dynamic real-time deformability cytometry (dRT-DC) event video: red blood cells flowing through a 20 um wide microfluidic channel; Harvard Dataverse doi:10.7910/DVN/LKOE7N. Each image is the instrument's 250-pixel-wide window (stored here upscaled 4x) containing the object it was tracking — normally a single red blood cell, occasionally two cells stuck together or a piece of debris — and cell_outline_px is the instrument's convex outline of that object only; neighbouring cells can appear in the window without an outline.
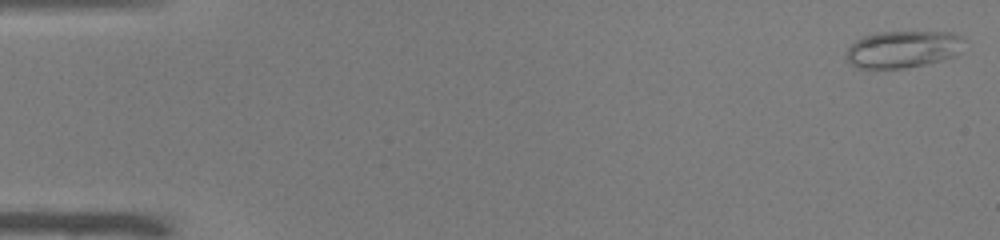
{"species": "common noctule bat (a hibernating species)", "species_latin": "Nyctalus noctula", "temperature_condition": "warm", "stored_images_in_passage": 50, "camera_frame_rate_fps": 3000, "um_per_image_px": 0.085, "animal": {"sex": "male", "body_mass_g": 19.0, "forearm_length_mm": 50.8}, "frame": {"image": 1, "passage_image": 1, "time_ms": 0.0, "image_size_px": [1000, 240], "cell_outline_px": [[964, 40], [956, 56], [924, 64], [904, 68], [856, 68], [848, 64], [848, 48], [856, 40], [864, 36], [880, 32], [952, 32], [960, 36]], "centroid_in_image_um": [76.74, 4.19], "position_along_channel_um": 8.3, "area_um2": 25.2}}
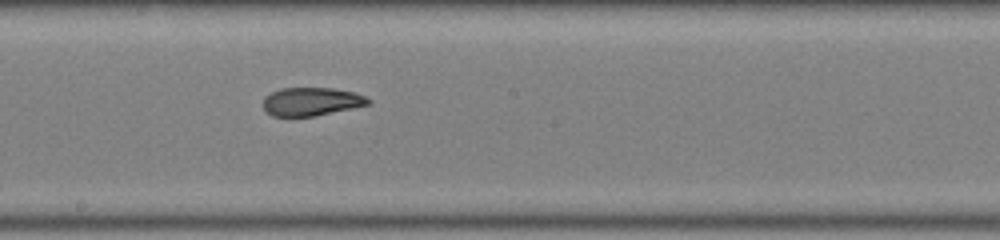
{"frame": {"image": 2, "passage_image": 28, "time_ms": 9.0, "image_size_px": [1000, 240], "cell_outline_px": [[372, 100], [368, 104], [352, 108], [316, 116], [272, 116], [264, 112], [264, 96], [280, 88], [332, 88], [356, 92]], "centroid_in_image_um": [26.45, 8.63], "position_along_channel_um": 221.8, "area_um2": 17.4}}
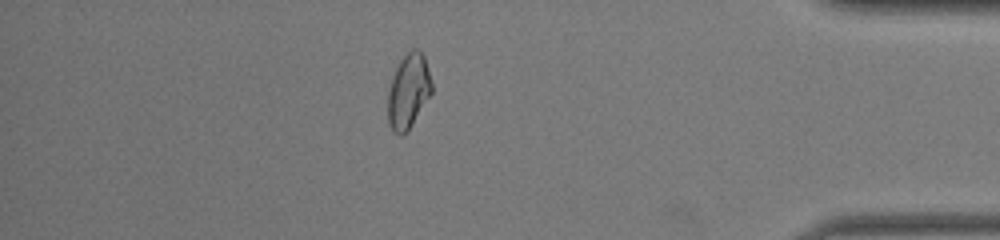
{"frame": {"image": 3, "passage_image": 44, "time_ms": 14.333, "image_size_px": [1000, 240], "cell_outline_px": [[432, 92], [408, 128], [400, 136], [392, 132], [388, 124], [388, 92], [392, 76], [400, 60], [412, 48], [416, 48], [424, 56], [432, 84]], "centroid_in_image_um": [34.69, 7.74], "position_along_channel_um": 400.5, "area_um2": 18.67}, "authors_computed_cell_mechanics": {"area_um2": 19.2185, "velocity_mm_per_s": 4.0037, "shape_relaxation_time_tau1_ms": null, "shape_relaxation_time_tau2_ms": 1.1658, "deformation_change_tau1": null, "deformation_change_tau2": 0.0698}}